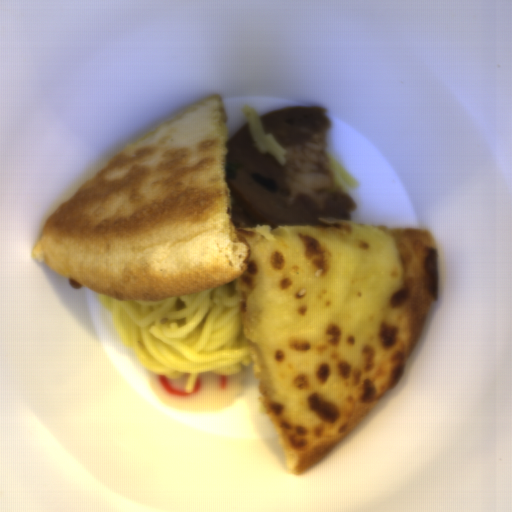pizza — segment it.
<instances>
[{
    "label": "pizza",
    "mask_w": 512,
    "mask_h": 512,
    "mask_svg": "<svg viewBox=\"0 0 512 512\" xmlns=\"http://www.w3.org/2000/svg\"><path fill=\"white\" fill-rule=\"evenodd\" d=\"M227 120L213 94L119 150L48 215L31 255L123 302L236 280L258 413L298 475L395 389L438 300L439 249L427 227H235Z\"/></svg>",
    "instance_id": "pizza-1"
}]
</instances>
